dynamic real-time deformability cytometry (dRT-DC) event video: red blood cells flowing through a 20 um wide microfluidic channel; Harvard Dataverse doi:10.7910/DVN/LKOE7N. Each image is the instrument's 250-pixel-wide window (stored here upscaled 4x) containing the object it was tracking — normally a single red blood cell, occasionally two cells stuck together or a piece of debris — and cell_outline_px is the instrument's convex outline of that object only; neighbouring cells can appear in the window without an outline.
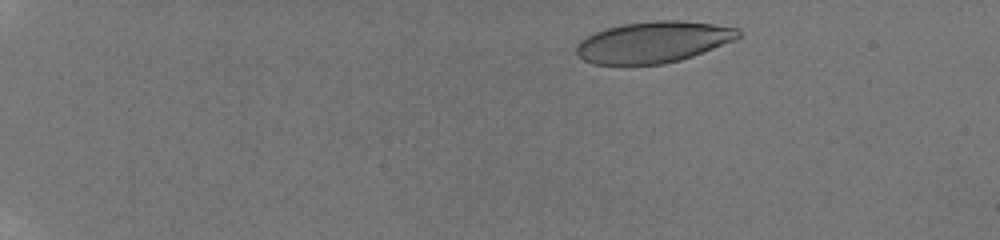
{"species": "human", "species_latin": "Homo sapiens", "temperature_condition": "room temperature", "stored_images_in_passage": 10, "camera_frame_rate_fps": 3000, "um_per_image_px": 0.085, "donor": {"sex": "male"}, "frame": {"image": 1, "passage_image": 2, "time_ms": 0.667, "image_size_px": [1000, 240], "cell_outline_px": [[740, 36], [736, 40], [692, 56], [680, 60], [664, 64], [592, 64], [584, 60], [576, 52], [576, 44], [580, 40], [596, 32], [608, 28], [624, 24], [652, 20], [684, 20], [740, 28]], "centroid_in_image_um": [55.56, 3.57], "position_along_channel_um": 29.4, "area_um2": 38.9}}
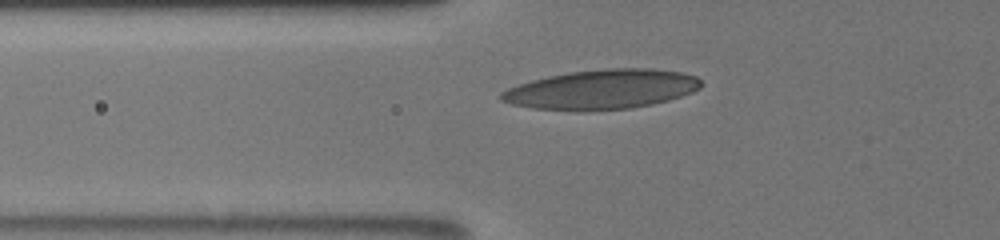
{"frame": {"image": 2, "passage_image": 9, "time_ms": 5.0, "image_size_px": [1000, 240], "cell_outline_px": [[700, 88], [692, 92], [668, 100], [652, 104], [632, 108], [584, 112], [576, 112], [532, 108], [512, 104], [500, 100], [500, 92], [508, 88], [532, 80], [548, 76], [568, 72], [608, 68], [652, 68], [680, 72], [696, 76], [700, 80]], "centroid_in_image_um": [51.12, 7.61], "position_along_channel_um": 74.7, "area_um2": 46.41}}